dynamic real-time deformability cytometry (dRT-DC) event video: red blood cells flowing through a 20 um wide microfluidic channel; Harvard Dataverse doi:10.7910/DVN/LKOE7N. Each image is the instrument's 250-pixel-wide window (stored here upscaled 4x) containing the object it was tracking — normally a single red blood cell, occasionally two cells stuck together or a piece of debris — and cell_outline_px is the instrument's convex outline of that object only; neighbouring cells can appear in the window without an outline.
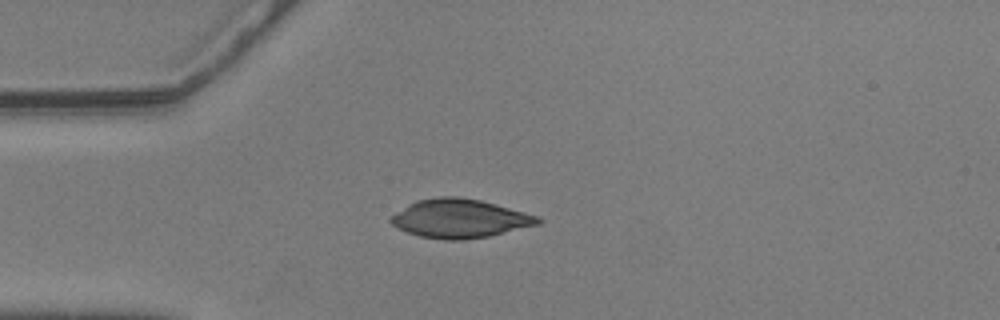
{"species": "common noctule bat (a hibernating species)", "species_latin": "Nyctalus noctula", "temperature_condition": "warm", "stored_images_in_passage": 43, "camera_frame_rate_fps": 3000, "um_per_image_px": 0.085, "animal": {"sex": "male", "body_mass_g": 20.5, "forearm_length_mm": 52.5}, "frame": {"image": 1, "passage_image": 1, "time_ms": 0.0, "image_size_px": [1000, 320], "cell_outline_px": [[544, 220], [540, 224], [488, 236], [464, 240], [444, 240], [420, 236], [408, 232], [392, 224], [388, 220], [396, 212], [408, 204], [416, 200], [440, 196], [460, 196], [480, 200], [540, 216]], "centroid_in_image_um": [39.1, 18.57], "position_along_channel_um": 45.9, "area_um2": 33.18}}
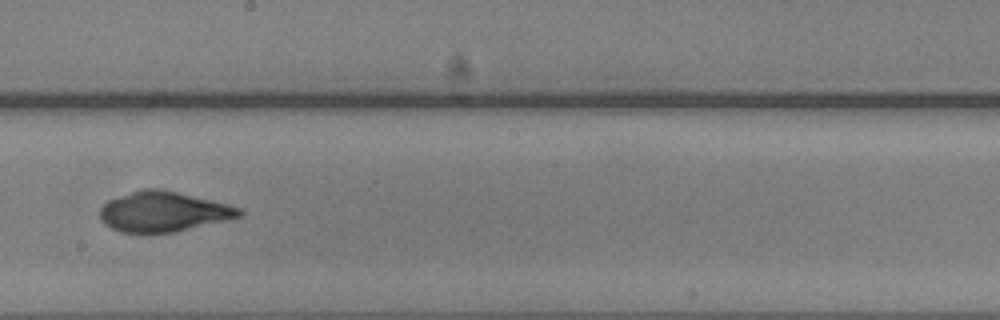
{"frame": {"image": 2, "passage_image": 18, "time_ms": 5.667, "image_size_px": [1000, 320], "cell_outline_px": [[244, 216], [172, 232], [120, 232], [104, 224], [100, 220], [100, 208], [108, 200], [144, 188], [160, 188], [212, 200], [228, 204], [240, 208], [244, 212]], "centroid_in_image_um": [13.89, 17.98], "position_along_channel_um": 234.3, "area_um2": 32.31}}
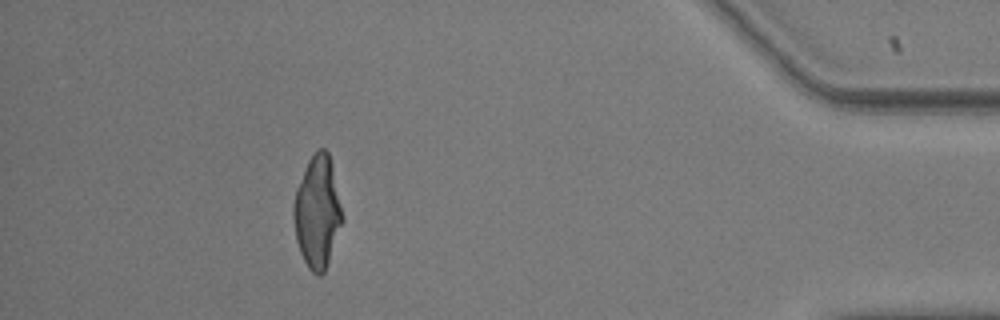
{"frame": {"image": 3, "passage_image": 37, "time_ms": 12.0, "image_size_px": [1000, 320], "cell_outline_px": [[344, 220], [324, 272], [320, 276], [316, 276], [308, 268], [300, 252], [296, 240], [292, 216], [292, 204], [296, 188], [308, 160], [316, 148], [324, 148], [328, 152], [344, 216]], "centroid_in_image_um": [26.96, 18.02], "position_along_channel_um": 408.2, "area_um2": 32.08}}